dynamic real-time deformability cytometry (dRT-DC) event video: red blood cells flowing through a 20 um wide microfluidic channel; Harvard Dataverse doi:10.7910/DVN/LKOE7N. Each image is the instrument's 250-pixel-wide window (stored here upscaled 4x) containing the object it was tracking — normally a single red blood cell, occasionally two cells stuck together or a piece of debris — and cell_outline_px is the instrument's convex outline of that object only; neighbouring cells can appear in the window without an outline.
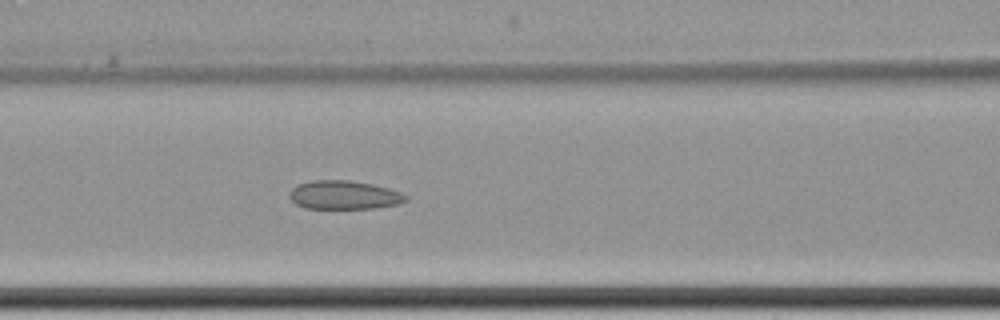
{"species": "common noctule bat (a hibernating species)", "species_latin": "Nyctalus noctula", "temperature_condition": "cold", "stored_images_in_passage": 8, "camera_frame_rate_fps": 3000, "um_per_image_px": 0.085, "animal": {"sex": "female", "body_mass_g": 22.7, "forearm_length_mm": 54.2}, "frame": {"image": 1, "passage_image": 8, "time_ms": 8.333, "image_size_px": [1000, 320], "cell_outline_px": [[408, 200], [400, 204], [372, 208], [304, 208], [296, 204], [288, 196], [288, 192], [296, 184], [308, 180], [348, 180], [372, 184], [388, 188], [400, 192], [408, 196]], "centroid_in_image_um": [29.21, 16.56], "position_along_channel_um": 137.4, "area_um2": 19.59}}